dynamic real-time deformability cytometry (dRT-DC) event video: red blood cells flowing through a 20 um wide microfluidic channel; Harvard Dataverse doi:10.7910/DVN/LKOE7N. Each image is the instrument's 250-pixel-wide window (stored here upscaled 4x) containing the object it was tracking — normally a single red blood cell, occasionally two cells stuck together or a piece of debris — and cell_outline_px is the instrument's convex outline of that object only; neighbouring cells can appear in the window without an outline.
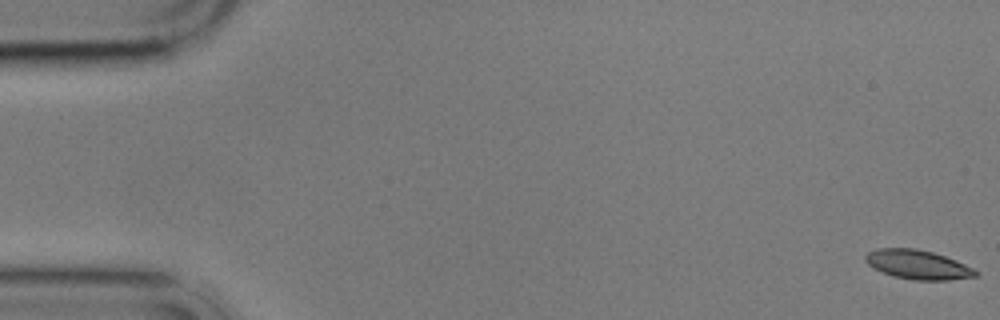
{"species": "common noctule bat (a hibernating species)", "species_latin": "Nyctalus noctula", "temperature_condition": "cold", "stored_images_in_passage": 10, "camera_frame_rate_fps": 3000, "um_per_image_px": 0.085, "animal": {"sex": "male", "body_mass_g": 17.9}, "frame": {"image": 1, "passage_image": 1, "time_ms": 0.0, "image_size_px": [1000, 320], "cell_outline_px": [[980, 272], [976, 276], [948, 280], [912, 280], [892, 276], [872, 268], [864, 260], [864, 256], [868, 252], [876, 248], [916, 248], [932, 252], [956, 260]], "centroid_in_image_um": [77.97, 22.49], "position_along_channel_um": 7.0, "area_um2": 18.84}}
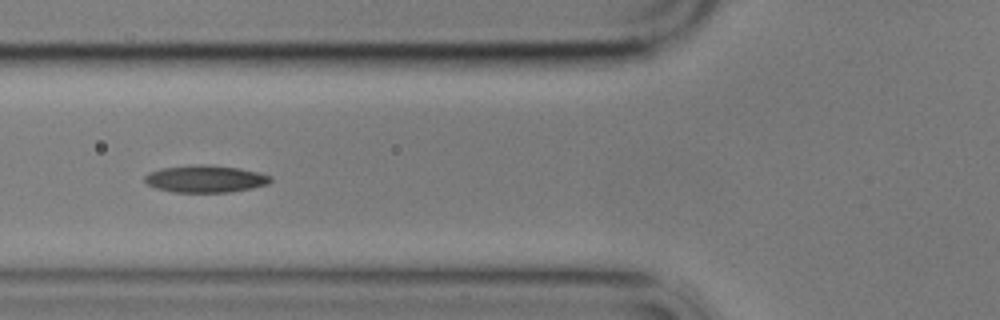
{"frame": {"image": 2, "passage_image": 7, "time_ms": 7.0, "image_size_px": [1000, 320], "cell_outline_px": [[272, 180], [268, 184], [252, 188], [228, 192], [172, 192], [156, 188], [148, 184], [144, 180], [144, 176], [148, 172], [160, 168], [196, 164], [208, 164], [240, 168], [260, 172], [272, 176]], "centroid_in_image_um": [17.46, 15.19], "position_along_channel_um": 108.3, "area_um2": 20.17}}
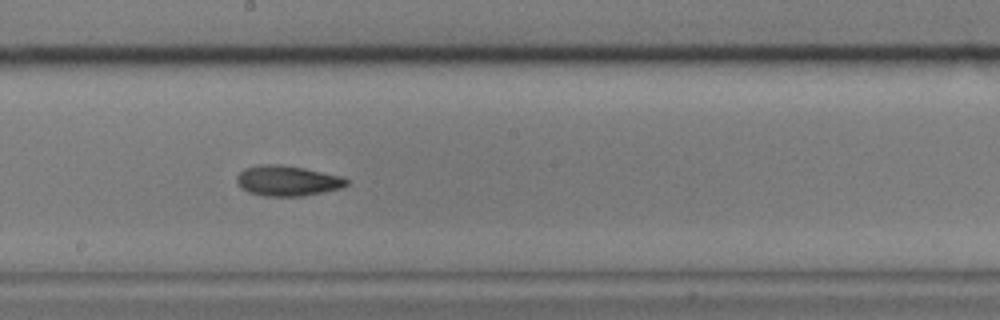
{"frame": {"image": 3, "passage_image": 10, "time_ms": 10.333, "image_size_px": [1000, 320], "cell_outline_px": [[348, 184], [340, 188], [324, 192], [300, 196], [264, 196], [248, 192], [240, 188], [236, 180], [236, 176], [244, 168], [260, 164], [280, 164], [304, 168], [344, 176], [348, 180]], "centroid_in_image_um": [24.42, 15.36], "position_along_channel_um": 223.8, "area_um2": 19.59}}